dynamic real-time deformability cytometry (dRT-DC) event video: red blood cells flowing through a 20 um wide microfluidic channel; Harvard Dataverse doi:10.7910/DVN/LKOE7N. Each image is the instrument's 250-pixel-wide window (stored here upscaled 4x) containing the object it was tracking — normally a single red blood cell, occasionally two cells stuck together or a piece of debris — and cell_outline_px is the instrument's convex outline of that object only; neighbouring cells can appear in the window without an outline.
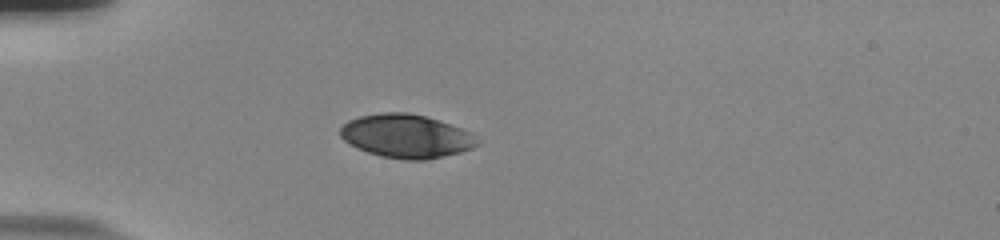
{"species": "human", "species_latin": "Homo sapiens", "temperature_condition": "room temperature", "stored_images_in_passage": 39, "camera_frame_rate_fps": 3000, "um_per_image_px": 0.085, "donor": {"sex": "male"}, "frame": {"image": 1, "passage_image": 1, "time_ms": 0.0, "image_size_px": [1000, 240], "cell_outline_px": [[480, 144], [472, 148], [460, 152], [444, 156], [424, 160], [404, 160], [380, 156], [356, 148], [344, 140], [340, 136], [340, 128], [348, 120], [360, 116], [380, 112], [408, 112], [424, 116], [472, 132], [480, 140]], "centroid_in_image_um": [34.53, 11.58], "position_along_channel_um": 50.5, "area_um2": 34.85}}
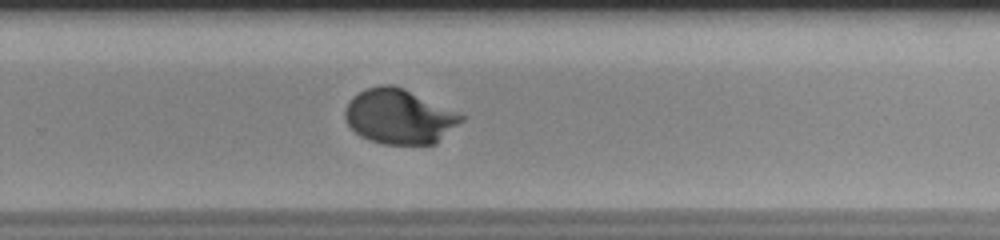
{"frame": {"image": 2, "passage_image": 22, "time_ms": 7.0, "image_size_px": [1000, 240], "cell_outline_px": [[464, 120], [436, 144], [384, 144], [360, 136], [348, 124], [344, 116], [344, 112], [348, 100], [352, 96], [364, 88], [380, 84], [392, 84], [404, 88], [456, 112], [464, 116]], "centroid_in_image_um": [33.91, 9.89], "position_along_channel_um": 295.9, "area_um2": 37.11}}
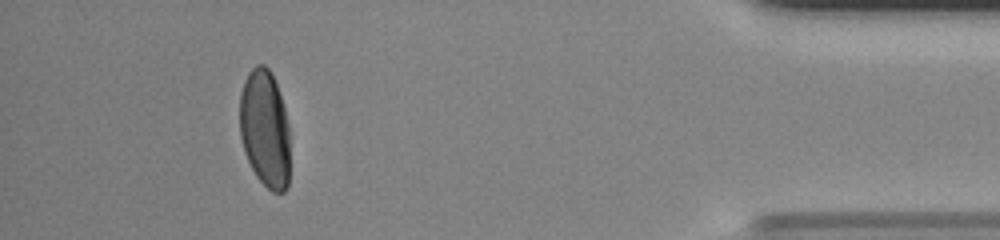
{"frame": {"image": 3, "passage_image": 35, "time_ms": 11.333, "image_size_px": [1000, 240], "cell_outline_px": [[288, 188], [284, 192], [272, 192], [256, 176], [244, 152], [240, 136], [240, 92], [244, 80], [248, 72], [256, 64], [264, 64], [272, 72], [284, 108], [288, 124]], "centroid_in_image_um": [22.5, 10.92], "position_along_channel_um": 412.7, "area_um2": 34.39}, "authors_computed_cell_mechanics": {"area_um2": 36.414, "velocity_mm_per_s": 3.815, "shape_relaxation_time_tau1_ms": 3.3425, "shape_relaxation_time_tau2_ms": null, "deformation_change_tau1": 0.1566, "deformation_change_tau2": null}}